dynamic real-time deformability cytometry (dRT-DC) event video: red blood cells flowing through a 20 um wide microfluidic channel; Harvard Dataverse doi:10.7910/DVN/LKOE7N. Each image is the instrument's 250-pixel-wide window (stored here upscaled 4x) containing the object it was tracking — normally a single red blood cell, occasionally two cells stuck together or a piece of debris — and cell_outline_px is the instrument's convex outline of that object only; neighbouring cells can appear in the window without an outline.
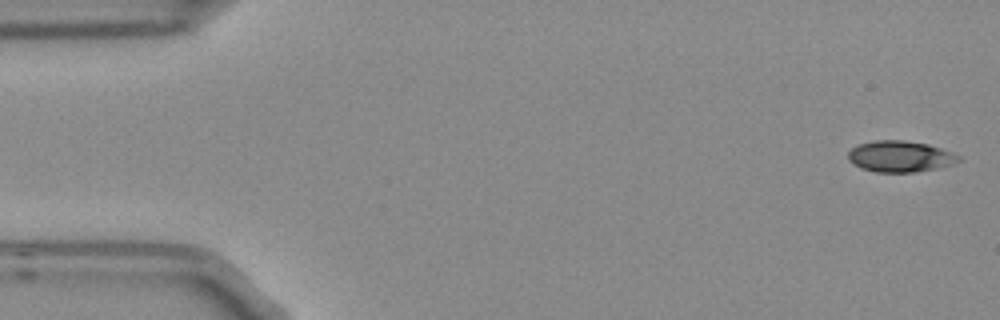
{"species": "Egyptian fruit bat (a non-hibernating species)", "species_latin": "Rousettus aegyptiacus", "temperature_condition": "room temperature", "stored_images_in_passage": 5, "camera_frame_rate_fps": 3000, "um_per_image_px": 0.085, "frame": {"image": 1, "passage_image": 1, "time_ms": 0.0, "image_size_px": [1000, 320], "cell_outline_px": [[960, 160], [952, 164], [936, 168], [912, 172], [876, 172], [860, 168], [848, 160], [848, 152], [852, 148], [860, 144], [872, 140], [904, 140], [928, 144], [940, 148], [960, 156]], "centroid_in_image_um": [76.47, 13.29], "position_along_channel_um": 8.5, "area_um2": 19.94}}
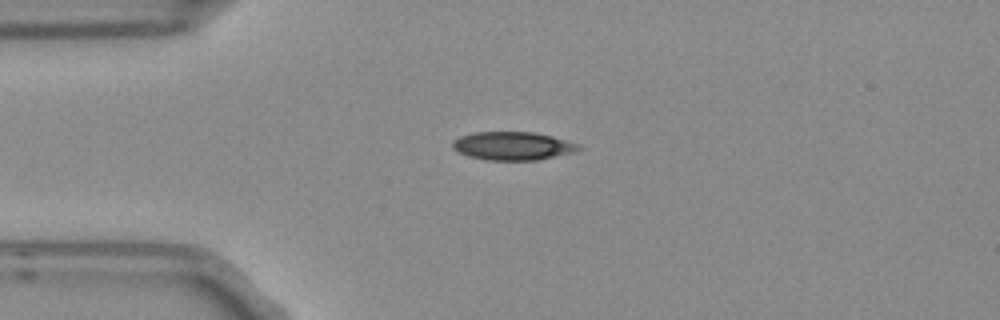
{"frame": {"image": 2, "passage_image": 4, "time_ms": 1.0, "image_size_px": [1000, 320], "cell_outline_px": [[584, 148], [576, 152], [536, 160], [488, 160], [468, 156], [452, 148], [452, 140], [460, 136], [472, 132], [532, 132], [552, 136], [580, 144]], "centroid_in_image_um": [43.61, 12.4], "position_along_channel_um": 41.4, "area_um2": 20.92}}
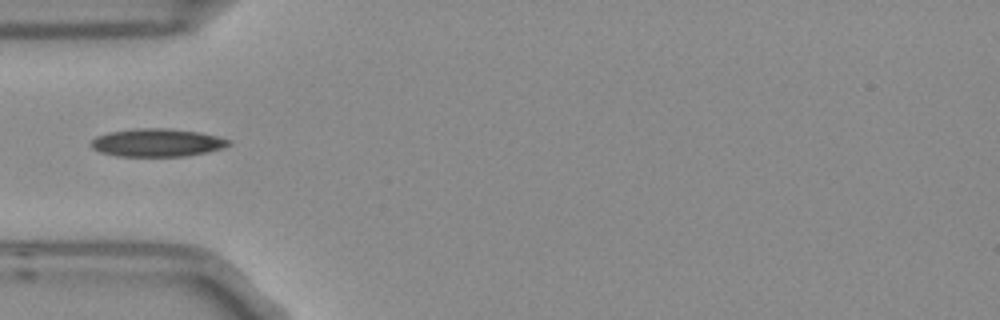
{"frame": {"image": 3, "passage_image": 5, "time_ms": 1.333, "image_size_px": [1000, 320], "cell_outline_px": [[232, 144], [224, 148], [184, 156], [116, 156], [100, 152], [92, 148], [88, 144], [96, 136], [108, 132], [136, 128], [168, 128], [200, 132], [216, 136], [228, 140]], "centroid_in_image_um": [13.31, 12.12], "position_along_channel_um": 71.7, "area_um2": 22.48}}